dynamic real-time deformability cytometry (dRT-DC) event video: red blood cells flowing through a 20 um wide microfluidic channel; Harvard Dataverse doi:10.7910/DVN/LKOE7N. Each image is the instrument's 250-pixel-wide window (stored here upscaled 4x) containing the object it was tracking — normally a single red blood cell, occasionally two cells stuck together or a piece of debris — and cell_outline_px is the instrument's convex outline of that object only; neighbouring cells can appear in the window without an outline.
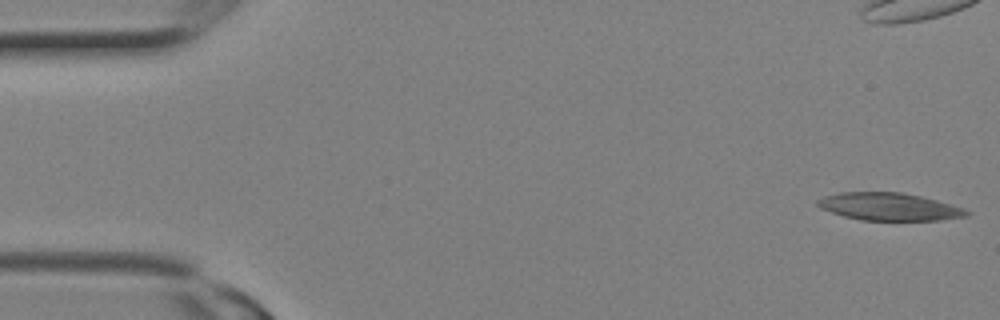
{"species": "Egyptian fruit bat (a non-hibernating species)", "species_latin": "Rousettus aegyptiacus", "temperature_condition": "room temperature", "stored_images_in_passage": 26, "camera_frame_rate_fps": 3000, "um_per_image_px": 0.085, "animal": {"sex": "female"}, "frame": {"image": 1, "passage_image": 1, "time_ms": 0.0, "image_size_px": [1000, 320], "cell_outline_px": [[972, 212], [968, 216], [940, 220], [860, 220], [844, 216], [820, 208], [816, 204], [816, 200], [824, 196], [840, 192], [900, 192], [920, 196], [936, 200], [964, 208]], "centroid_in_image_um": [75.58, 17.57], "position_along_channel_um": 9.4, "area_um2": 23.93}}
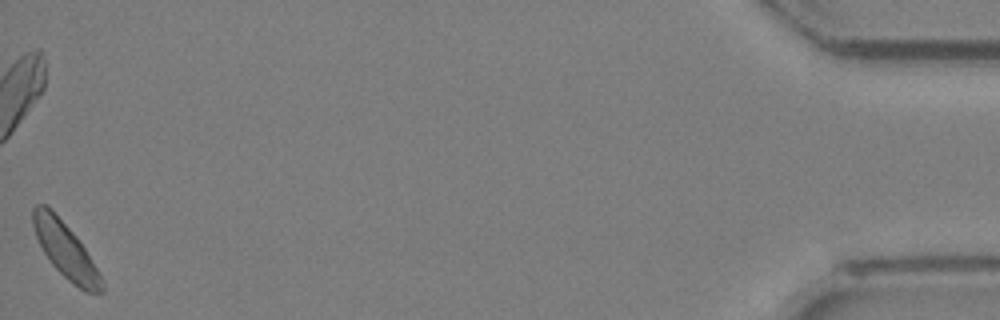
{"frame": {"image": 2, "passage_image": 26, "time_ms": 8.333, "image_size_px": [1000, 320], "cell_outline_px": [[104, 292], [84, 292], [72, 284], [52, 264], [44, 252], [36, 236], [32, 224], [32, 208], [36, 204], [44, 204], [76, 236], [84, 248], [96, 268], [104, 284]], "centroid_in_image_um": [5.56, 21.31], "position_along_channel_um": 429.6, "area_um2": 21.5}}